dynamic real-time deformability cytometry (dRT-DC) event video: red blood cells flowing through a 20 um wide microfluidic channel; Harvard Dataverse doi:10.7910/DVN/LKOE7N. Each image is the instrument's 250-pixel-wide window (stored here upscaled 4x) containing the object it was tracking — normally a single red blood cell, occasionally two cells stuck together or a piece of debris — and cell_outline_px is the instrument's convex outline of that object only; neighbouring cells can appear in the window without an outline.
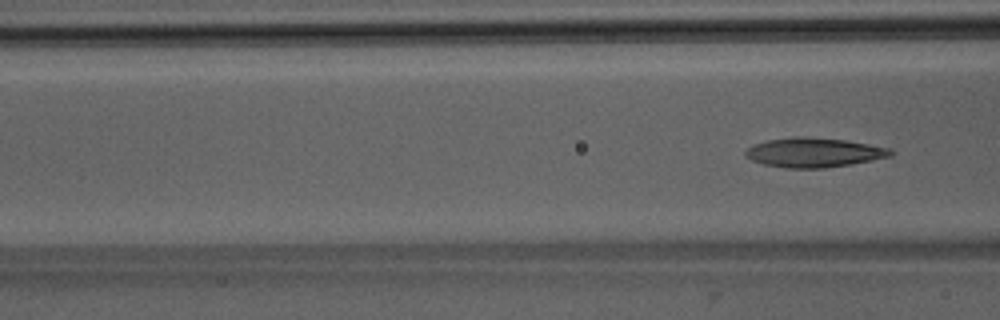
{"species": "Egyptian fruit bat (a non-hibernating species)", "species_latin": "Rousettus aegyptiacus", "temperature_condition": "room temperature", "stored_images_in_passage": 3, "camera_frame_rate_fps": 3000, "um_per_image_px": 0.085, "animal": {"sex": "male"}, "frame": {"image": 1, "passage_image": 3, "time_ms": 3.333, "image_size_px": [1000, 320], "cell_outline_px": [[896, 152], [892, 156], [852, 164], [824, 168], [784, 168], [764, 164], [752, 160], [744, 156], [744, 152], [752, 144], [768, 140], [792, 136], [804, 136], [844, 140], [892, 148]], "centroid_in_image_um": [69.19, 12.96], "position_along_channel_um": 97.4, "area_um2": 25.14}}